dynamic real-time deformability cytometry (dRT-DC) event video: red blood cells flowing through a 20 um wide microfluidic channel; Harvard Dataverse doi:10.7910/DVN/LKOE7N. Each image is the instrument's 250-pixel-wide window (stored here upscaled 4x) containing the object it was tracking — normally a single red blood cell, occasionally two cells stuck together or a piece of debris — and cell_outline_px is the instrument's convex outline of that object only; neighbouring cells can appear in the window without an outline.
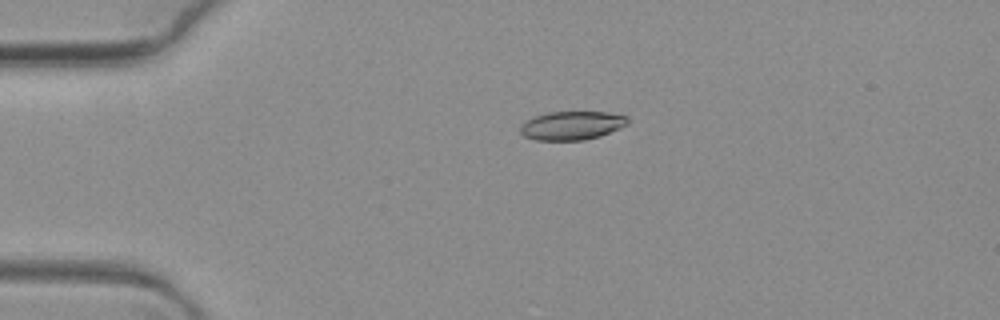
{"species": "common noctule bat (a hibernating species)", "species_latin": "Nyctalus noctula", "temperature_condition": "warm", "stored_images_in_passage": 6, "camera_frame_rate_fps": 3000, "um_per_image_px": 0.085, "animal": {"sex": "female", "body_mass_g": 19.3, "forearm_length_mm": 54.1}, "frame": {"image": 1, "passage_image": 3, "time_ms": 0.667, "image_size_px": [1000, 320], "cell_outline_px": [[628, 124], [620, 128], [600, 136], [584, 140], [536, 140], [524, 136], [520, 132], [520, 124], [532, 116], [548, 112], [608, 112], [628, 116]], "centroid_in_image_um": [48.59, 10.66], "position_along_channel_um": 36.4, "area_um2": 18.09}}
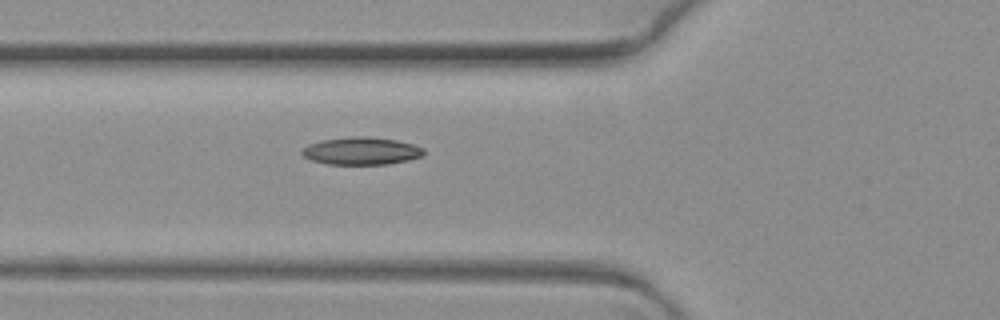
{"frame": {"image": 2, "passage_image": 6, "time_ms": 1.667, "image_size_px": [1000, 320], "cell_outline_px": [[424, 156], [408, 160], [388, 164], [328, 164], [312, 160], [304, 156], [300, 152], [308, 144], [320, 140], [352, 136], [364, 136], [396, 140], [412, 144], [424, 148]], "centroid_in_image_um": [30.72, 12.83], "position_along_channel_um": 95.1, "area_um2": 19.54}}